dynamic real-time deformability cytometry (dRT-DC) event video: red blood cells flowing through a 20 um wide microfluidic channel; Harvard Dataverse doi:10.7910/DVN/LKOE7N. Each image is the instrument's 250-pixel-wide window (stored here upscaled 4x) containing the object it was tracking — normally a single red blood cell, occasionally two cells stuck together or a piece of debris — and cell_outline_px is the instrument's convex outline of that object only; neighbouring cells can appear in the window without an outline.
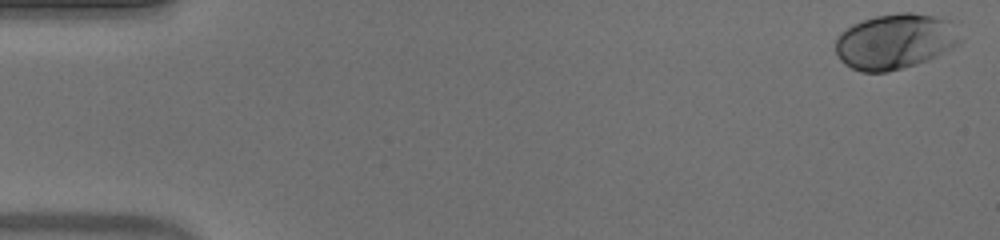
{"species": "human", "species_latin": "Homo sapiens", "temperature_condition": "warm", "stored_images_in_passage": 45, "camera_frame_rate_fps": 3000, "um_per_image_px": 0.085, "donor": {"sex": "male"}, "frame": {"image": 1, "passage_image": 1, "time_ms": 0.0, "image_size_px": [1000, 240], "cell_outline_px": [[960, 40], [952, 48], [928, 60], [916, 64], [888, 72], [860, 72], [844, 64], [840, 60], [836, 52], [836, 36], [840, 32], [852, 24], [876, 16], [900, 12], [912, 12], [936, 16], [952, 20]], "centroid_in_image_um": [76.06, 3.51], "position_along_channel_um": 8.9, "area_um2": 40.29}}
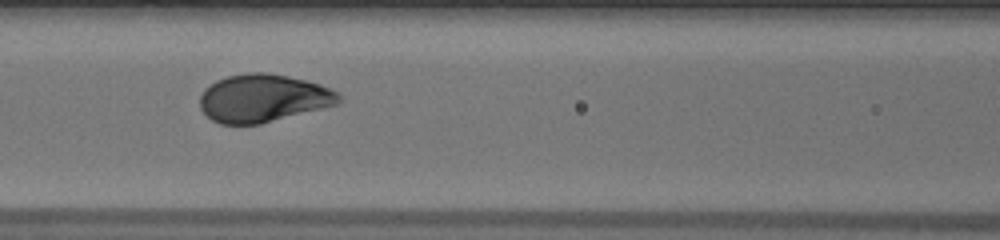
{"frame": {"image": 2, "passage_image": 23, "time_ms": 7.333, "image_size_px": [1000, 240], "cell_outline_px": [[340, 100], [336, 104], [260, 124], [220, 124], [212, 120], [200, 108], [200, 96], [204, 88], [216, 80], [228, 76], [248, 72], [268, 72], [308, 80], [320, 84], [336, 92], [340, 96]], "centroid_in_image_um": [22.32, 8.33], "position_along_channel_um": 144.3, "area_um2": 38.55}}
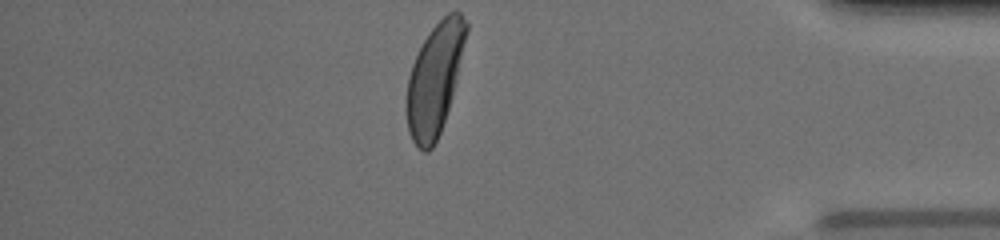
{"frame": {"image": 3, "passage_image": 45, "time_ms": 14.667, "image_size_px": [1000, 240], "cell_outline_px": [[468, 28], [452, 96], [440, 132], [432, 148], [428, 152], [424, 152], [416, 148], [408, 132], [404, 108], [408, 76], [412, 64], [424, 40], [432, 28], [448, 12], [460, 12], [468, 24]], "centroid_in_image_um": [36.9, 6.78], "position_along_channel_um": 398.3, "area_um2": 38.55}, "authors_computed_cell_mechanics": {"area_um2": 39.1884, "velocity_mm_per_s": 3.9141, "shape_relaxation_time_tau1_ms": 2.3455, "shape_relaxation_time_tau2_ms": null, "deformation_change_tau1": 0.1593, "deformation_change_tau2": null}}